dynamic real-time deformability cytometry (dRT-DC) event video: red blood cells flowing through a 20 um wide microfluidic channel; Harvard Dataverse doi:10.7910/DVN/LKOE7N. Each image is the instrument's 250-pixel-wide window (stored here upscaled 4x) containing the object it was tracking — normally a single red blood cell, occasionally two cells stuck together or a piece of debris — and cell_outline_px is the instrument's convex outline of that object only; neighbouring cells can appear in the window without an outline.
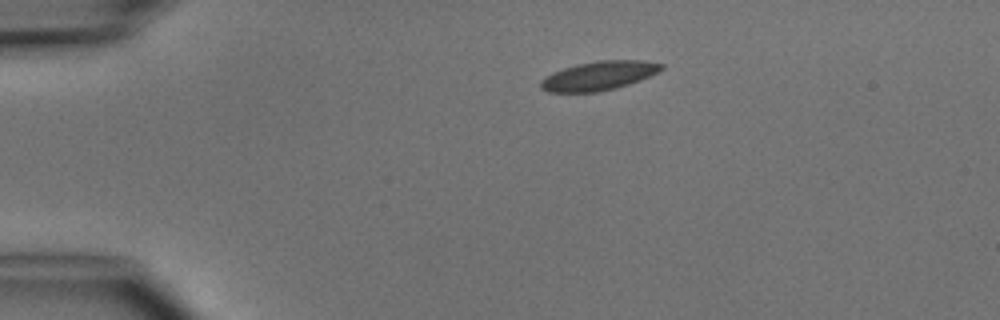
{"species": "common noctule bat (a hibernating species)", "species_latin": "Nyctalus noctula", "temperature_condition": "cold", "stored_images_in_passage": 2, "camera_frame_rate_fps": 3000, "um_per_image_px": 0.085, "animal": {"sex": "male", "body_mass_g": 15.6}, "frame": {"image": 1, "passage_image": 1, "time_ms": 0.0, "image_size_px": [1000, 320], "cell_outline_px": [[664, 68], [640, 80], [616, 88], [600, 92], [548, 92], [540, 88], [540, 80], [544, 76], [552, 72], [576, 64], [596, 60], [644, 60], [664, 64]], "centroid_in_image_um": [50.86, 6.43], "position_along_channel_um": 34.1, "area_um2": 20.52}}